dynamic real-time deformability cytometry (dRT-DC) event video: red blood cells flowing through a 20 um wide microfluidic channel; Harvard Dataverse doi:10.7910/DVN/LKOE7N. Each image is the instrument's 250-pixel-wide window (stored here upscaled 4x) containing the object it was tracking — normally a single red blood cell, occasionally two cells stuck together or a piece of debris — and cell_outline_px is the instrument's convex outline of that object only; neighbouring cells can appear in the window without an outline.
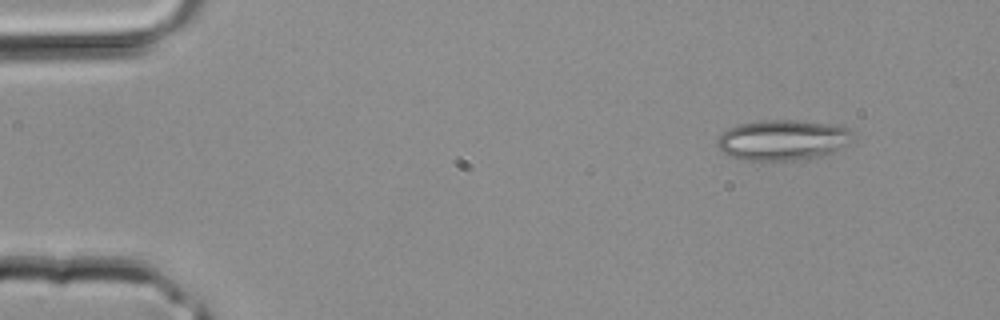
{"species": "common noctule bat (a hibernating species)", "species_latin": "Nyctalus noctula", "temperature_condition": "room temperature", "stored_images_in_passage": 3, "camera_frame_rate_fps": 3000, "um_per_image_px": 0.085, "animal": {"sex": "male", "body_mass_g": 20.4}, "frame": {"image": 1, "passage_image": 1, "time_ms": 0.0, "image_size_px": [1000, 320], "cell_outline_px": [[856, 140], [824, 156], [788, 160], [740, 160], [724, 152], [716, 144], [716, 140], [728, 128], [736, 124], [760, 120], [800, 120], [844, 124], [848, 128]], "centroid_in_image_um": [66.6, 11.87], "position_along_channel_um": 18.4, "area_um2": 32.48}}